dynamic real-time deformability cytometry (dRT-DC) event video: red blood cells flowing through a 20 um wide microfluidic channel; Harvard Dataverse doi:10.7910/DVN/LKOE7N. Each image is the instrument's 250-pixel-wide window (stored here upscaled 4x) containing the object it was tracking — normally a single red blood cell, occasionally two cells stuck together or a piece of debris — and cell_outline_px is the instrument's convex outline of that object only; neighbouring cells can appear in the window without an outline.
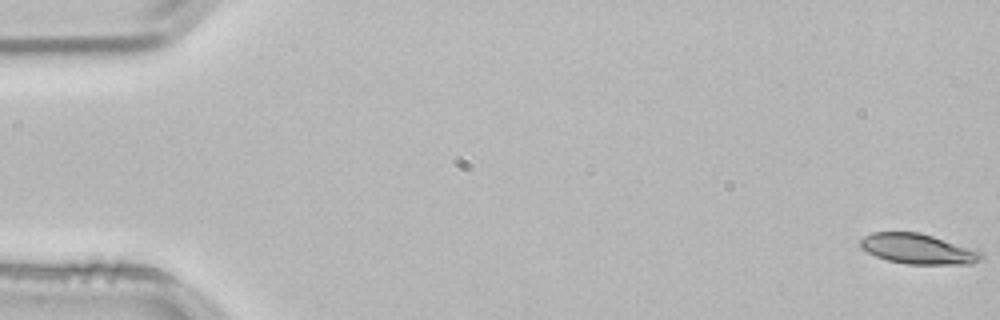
{"species": "common noctule bat (a hibernating species)", "species_latin": "Nyctalus noctula", "temperature_condition": "room temperature", "stored_images_in_passage": 54, "camera_frame_rate_fps": 3000, "um_per_image_px": 0.085, "animal": {"sex": "male", "body_mass_g": 21.5, "forearm_length_mm": 52.0}, "frame": {"image": 1, "passage_image": 1, "time_ms": 0.0, "image_size_px": [1000, 320], "cell_outline_px": [[984, 256], [980, 260], [972, 264], [904, 264], [888, 260], [876, 256], [860, 248], [860, 240], [864, 236], [872, 232], [920, 232], [984, 252]], "centroid_in_image_um": [78.03, 21.16], "position_along_channel_um": 7.0, "area_um2": 21.33}}
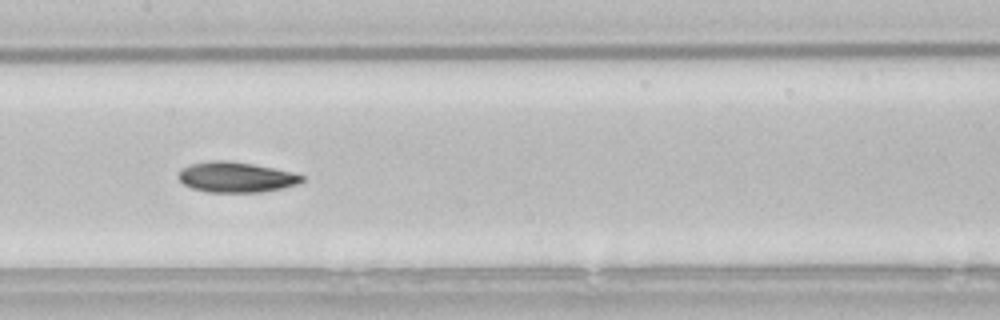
{"frame": {"image": 2, "passage_image": 27, "time_ms": 8.667, "image_size_px": [1000, 320], "cell_outline_px": [[304, 180], [296, 184], [264, 192], [208, 192], [192, 188], [184, 184], [180, 180], [180, 168], [188, 164], [212, 160], [228, 160], [252, 164], [292, 172], [304, 176]], "centroid_in_image_um": [20.03, 15.05], "position_along_channel_um": 187.4, "area_um2": 21.73}}
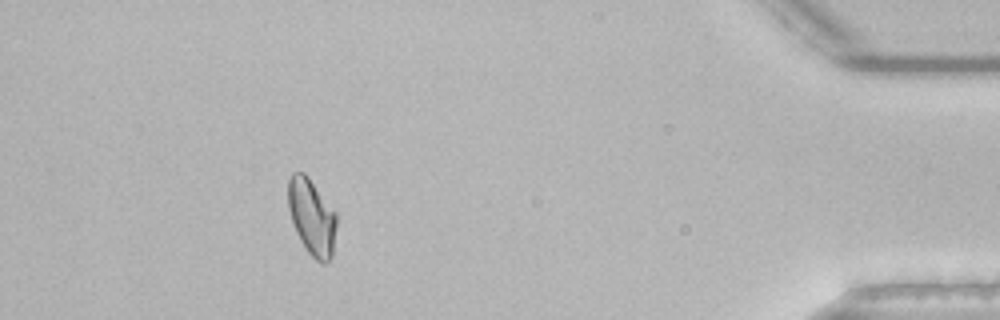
{"frame": {"image": 3, "passage_image": 49, "time_ms": 16.0, "image_size_px": [1000, 320], "cell_outline_px": [[336, 224], [332, 256], [324, 264], [320, 264], [304, 248], [292, 224], [288, 208], [288, 180], [292, 172], [304, 172], [308, 176], [336, 212]], "centroid_in_image_um": [26.48, 18.44], "position_along_channel_um": 408.7, "area_um2": 21.62}, "authors_computed_cell_mechanics": {"area_um2": 21.5883, "velocity_mm_per_s": 3.7951, "shape_relaxation_time_tau1_ms": 5.8015, "shape_relaxation_time_tau2_ms": 5.379, "deformation_change_tau1": 0.1532, "deformation_change_tau2": 0.0902}}